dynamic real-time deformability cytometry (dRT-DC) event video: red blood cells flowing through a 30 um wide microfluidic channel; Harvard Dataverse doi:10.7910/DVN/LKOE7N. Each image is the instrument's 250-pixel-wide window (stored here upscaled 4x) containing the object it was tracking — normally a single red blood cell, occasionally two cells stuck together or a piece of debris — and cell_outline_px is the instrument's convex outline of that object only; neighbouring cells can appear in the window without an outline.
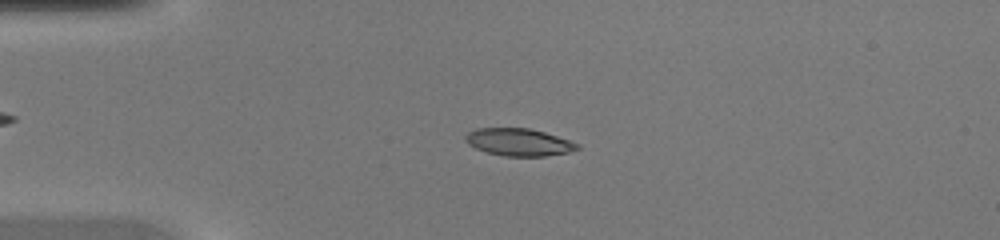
{"species": "common noctule bat (a hibernating species)", "species_latin": "Nyctalus noctula", "temperature_condition": "warm", "stored_images_in_passage": 45, "camera_frame_rate_fps": 3000, "um_per_image_px": 0.085, "animal": {"sex": "female", "body_mass_g": 20.0, "forearm_length_mm": 54.0}, "frame": {"image": 1, "passage_image": 11, "time_ms": 3.333, "image_size_px": [1000, 240], "cell_outline_px": [[580, 148], [568, 152], [544, 156], [504, 156], [488, 152], [476, 148], [468, 144], [464, 140], [464, 136], [468, 132], [476, 128], [528, 128], [544, 132], [580, 144]], "centroid_in_image_um": [44.07, 12.08], "position_along_channel_um": 40.9, "area_um2": 17.74}}
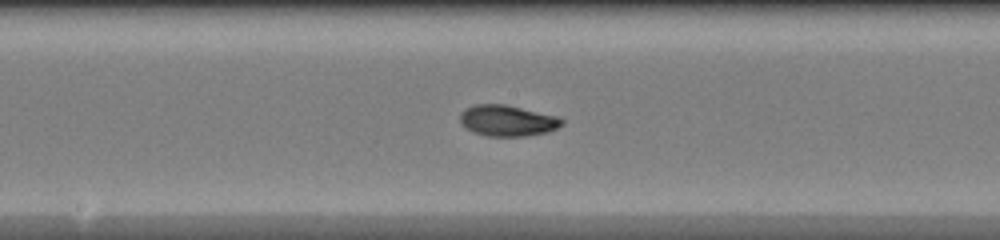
{"frame": {"image": 2, "passage_image": 24, "time_ms": 7.667, "image_size_px": [1000, 240], "cell_outline_px": [[564, 124], [548, 132], [528, 136], [488, 136], [472, 132], [464, 128], [460, 124], [460, 112], [464, 108], [472, 104], [504, 104], [556, 116], [564, 120]], "centroid_in_image_um": [43.07, 10.26], "position_along_channel_um": 205.1, "area_um2": 18.61}}
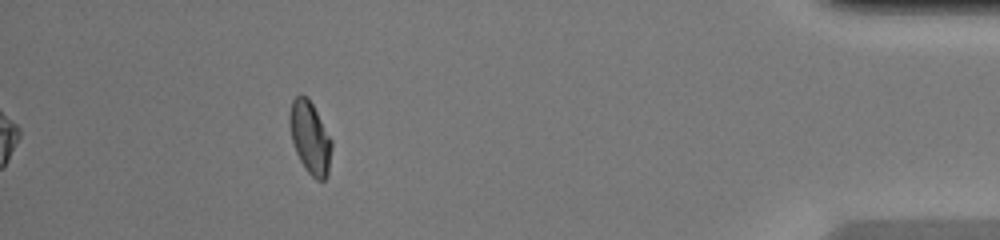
{"frame": {"image": 3, "passage_image": 41, "time_ms": 13.333, "image_size_px": [1000, 240], "cell_outline_px": [[332, 148], [328, 176], [324, 180], [316, 180], [304, 168], [296, 152], [292, 140], [288, 124], [288, 112], [292, 100], [300, 92], [308, 96], [332, 140]], "centroid_in_image_um": [26.34, 11.66], "position_along_channel_um": 408.9, "area_um2": 18.09}}